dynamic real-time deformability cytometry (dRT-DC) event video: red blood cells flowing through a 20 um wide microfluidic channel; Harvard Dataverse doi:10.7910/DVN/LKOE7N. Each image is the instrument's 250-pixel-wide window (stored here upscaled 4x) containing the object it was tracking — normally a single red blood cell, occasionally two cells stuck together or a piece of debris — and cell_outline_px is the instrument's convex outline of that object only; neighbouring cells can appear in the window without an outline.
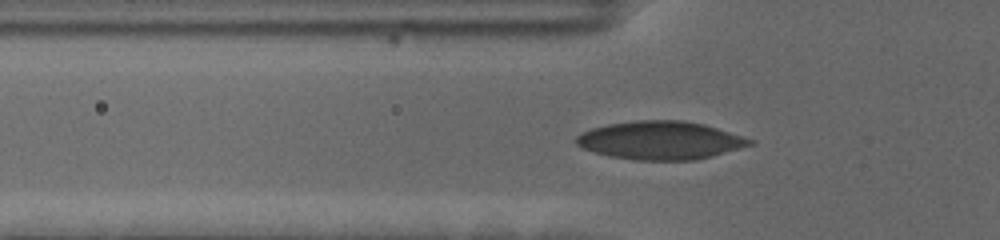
{"species": "human", "species_latin": "Homo sapiens", "temperature_condition": "cold", "stored_images_in_passage": 44, "camera_frame_rate_fps": 3000, "um_per_image_px": 0.085, "donor": {"sex": "female"}, "frame": {"image": 1, "passage_image": 8, "time_ms": 2.333, "image_size_px": [1000, 240], "cell_outline_px": [[756, 144], [712, 156], [696, 160], [636, 160], [608, 156], [584, 148], [576, 144], [576, 136], [592, 128], [608, 124], [636, 120], [684, 120], [704, 124], [756, 140]], "centroid_in_image_um": [56.19, 11.93], "position_along_channel_um": 69.6, "area_um2": 38.73}}
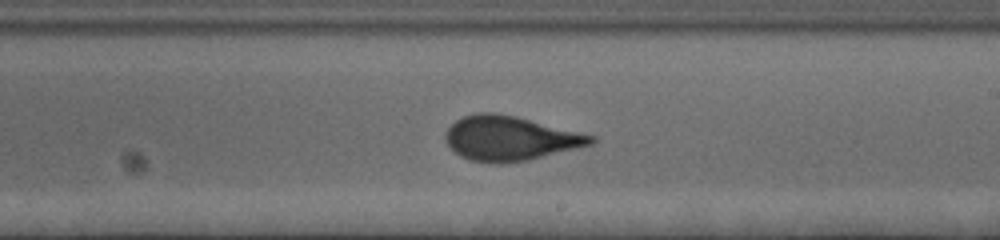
{"frame": {"image": 2, "passage_image": 23, "time_ms": 7.333, "image_size_px": [1000, 240], "cell_outline_px": [[596, 140], [592, 144], [528, 160], [500, 164], [492, 164], [472, 160], [460, 156], [444, 140], [444, 136], [448, 128], [456, 120], [464, 116], [476, 112], [492, 112], [516, 116], [596, 136]], "centroid_in_image_um": [43.33, 11.76], "position_along_channel_um": 245.7, "area_um2": 37.63}}
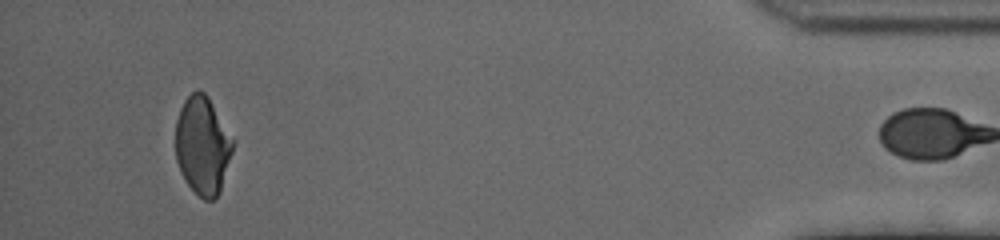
{"frame": {"image": 3, "passage_image": 43, "time_ms": 14.0, "image_size_px": [1000, 240], "cell_outline_px": [[232, 152], [220, 192], [216, 200], [204, 200], [188, 184], [180, 172], [176, 160], [176, 120], [180, 108], [184, 100], [196, 88], [200, 88], [208, 96], [232, 140]], "centroid_in_image_um": [17.19, 12.37], "position_along_channel_um": 418.0, "area_um2": 32.43}}